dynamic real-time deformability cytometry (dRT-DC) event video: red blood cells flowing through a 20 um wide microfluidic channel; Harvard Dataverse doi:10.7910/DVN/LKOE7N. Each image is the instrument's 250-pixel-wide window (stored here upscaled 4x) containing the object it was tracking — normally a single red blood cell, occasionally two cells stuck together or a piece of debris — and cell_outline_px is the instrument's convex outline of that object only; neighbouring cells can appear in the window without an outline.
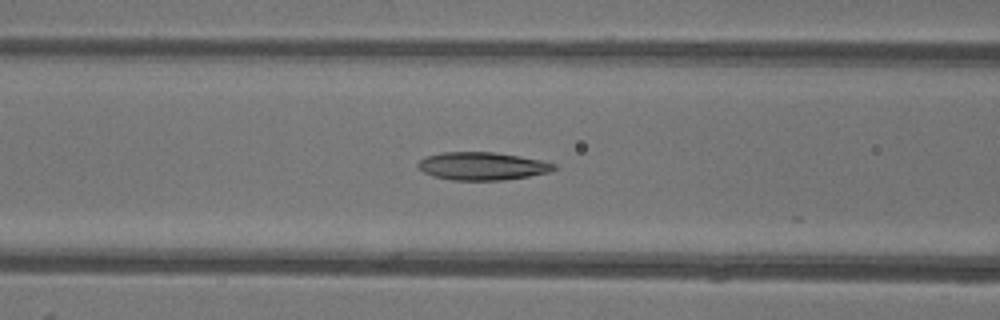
{"species": "common noctule bat (a hibernating species)", "species_latin": "Nyctalus noctula", "temperature_condition": "warm", "stored_images_in_passage": 24, "camera_frame_rate_fps": 3000, "um_per_image_px": 0.085, "animal": {"sex": "female"}, "frame": {"image": 1, "passage_image": 21, "time_ms": 6.667, "image_size_px": [1000, 320], "cell_outline_px": [[556, 168], [548, 172], [528, 176], [504, 180], [452, 180], [432, 176], [416, 168], [416, 164], [424, 156], [440, 152], [492, 152], [520, 156], [540, 160], [556, 164]], "centroid_in_image_um": [40.92, 14.11], "position_along_channel_um": 125.7, "area_um2": 22.2}}
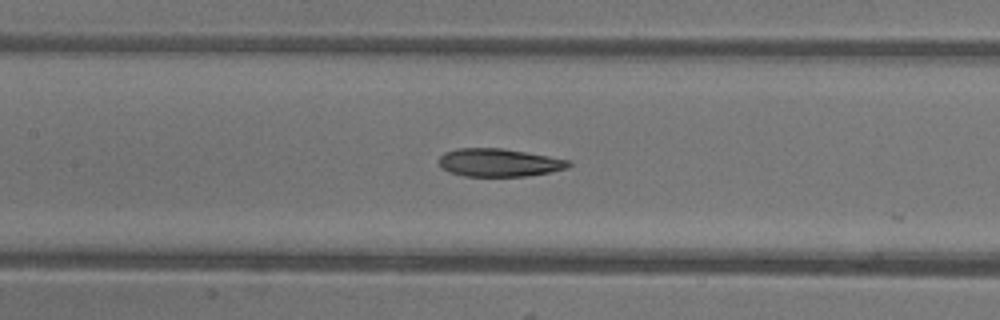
{"frame": {"image": 2, "passage_image": 24, "time_ms": 7.667, "image_size_px": [1000, 320], "cell_outline_px": [[572, 164], [568, 168], [528, 176], [464, 176], [448, 172], [440, 168], [440, 156], [444, 152], [456, 148], [504, 148], [548, 156], [568, 160]], "centroid_in_image_um": [42.38, 13.82], "position_along_channel_um": 165.0, "area_um2": 21.21}}